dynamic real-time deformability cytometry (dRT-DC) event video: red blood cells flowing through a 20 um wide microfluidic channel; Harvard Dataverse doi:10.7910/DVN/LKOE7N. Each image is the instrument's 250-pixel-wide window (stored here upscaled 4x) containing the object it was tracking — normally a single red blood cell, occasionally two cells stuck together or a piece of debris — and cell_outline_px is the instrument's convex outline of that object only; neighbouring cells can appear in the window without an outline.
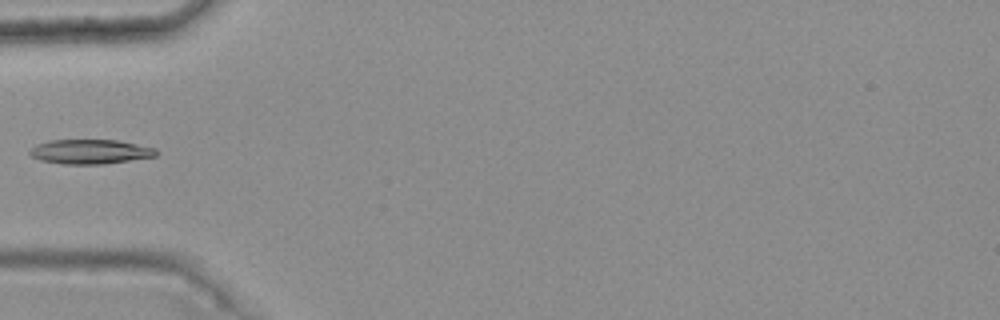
{"species": "common noctule bat (a hibernating species)", "species_latin": "Nyctalus noctula", "temperature_condition": "warm", "stored_images_in_passage": 6, "camera_frame_rate_fps": 3000, "um_per_image_px": 0.085, "animal": {"sex": "female", "body_mass_g": 25.1}, "frame": {"image": 1, "passage_image": 5, "time_ms": 1.333, "image_size_px": [1000, 320], "cell_outline_px": [[160, 152], [156, 156], [104, 164], [64, 164], [40, 160], [32, 156], [28, 152], [36, 144], [48, 140], [120, 140], [156, 148]], "centroid_in_image_um": [7.69, 12.88], "position_along_channel_um": 77.3, "area_um2": 18.15}}
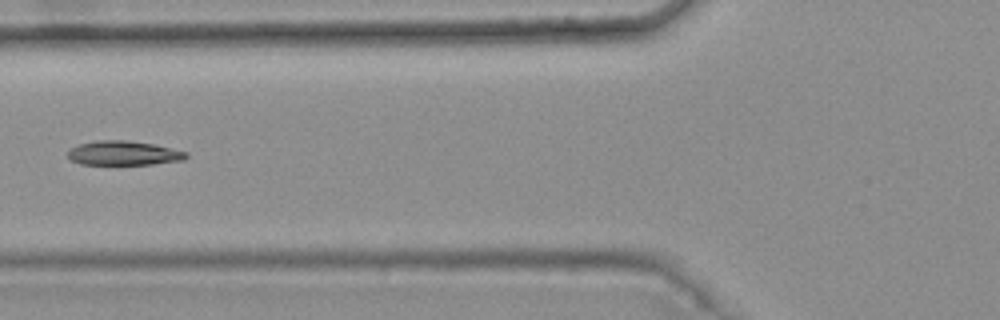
{"frame": {"image": 2, "passage_image": 6, "time_ms": 1.667, "image_size_px": [1000, 320], "cell_outline_px": [[188, 156], [184, 160], [152, 164], [80, 164], [72, 160], [68, 156], [68, 152], [72, 148], [80, 144], [96, 140], [124, 140], [152, 144], [188, 152]], "centroid_in_image_um": [10.52, 13.02], "position_along_channel_um": 115.3, "area_um2": 16.53}}